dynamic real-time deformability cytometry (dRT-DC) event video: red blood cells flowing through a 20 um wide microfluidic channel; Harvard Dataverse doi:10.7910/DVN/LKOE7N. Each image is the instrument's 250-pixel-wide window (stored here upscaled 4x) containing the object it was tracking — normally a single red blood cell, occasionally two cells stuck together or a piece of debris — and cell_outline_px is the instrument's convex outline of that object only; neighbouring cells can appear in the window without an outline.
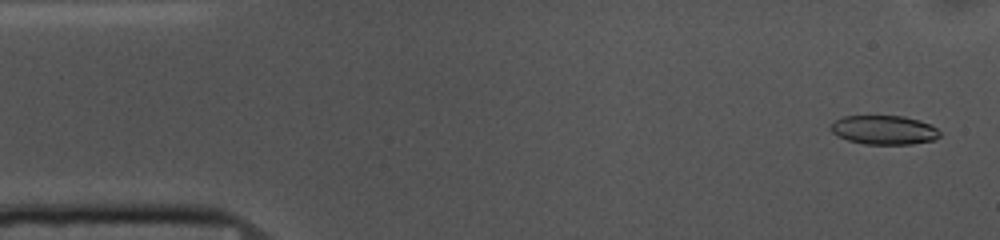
{"species": "common noctule bat (a hibernating species)", "species_latin": "Nyctalus noctula", "temperature_condition": "cold", "stored_images_in_passage": 53, "camera_frame_rate_fps": 3000, "um_per_image_px": 0.085, "animal": {"sex": "female", "body_mass_g": 10.0, "forearm_length_mm": 53.1}, "frame": {"image": 1, "passage_image": 2, "time_ms": 0.333, "image_size_px": [1000, 240], "cell_outline_px": [[940, 136], [936, 140], [912, 144], [864, 144], [848, 140], [836, 136], [828, 128], [836, 120], [844, 116], [904, 116], [920, 120], [932, 124], [940, 132]], "centroid_in_image_um": [75.16, 11.05], "position_along_channel_um": 9.8, "area_um2": 18.67}}
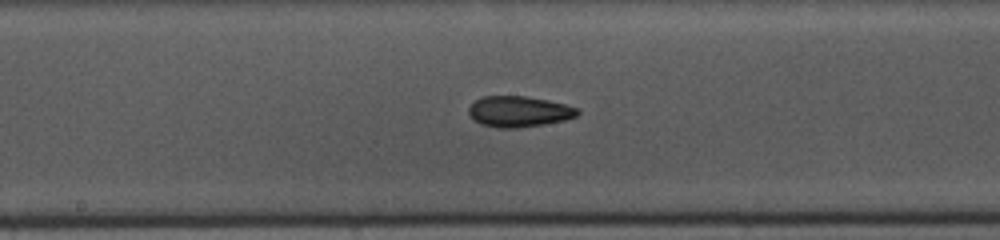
{"frame": {"image": 2, "passage_image": 26, "time_ms": 8.333, "image_size_px": [1000, 240], "cell_outline_px": [[580, 112], [576, 116], [564, 120], [544, 124], [516, 128], [496, 128], [480, 124], [472, 120], [468, 112], [468, 108], [476, 100], [484, 96], [524, 96], [548, 100], [564, 104], [576, 108]], "centroid_in_image_um": [44.06, 9.49], "position_along_channel_um": 204.1, "area_um2": 19.54}}
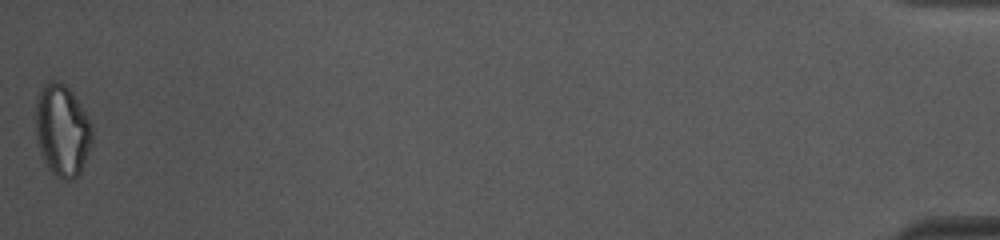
{"frame": {"image": 3, "passage_image": 53, "time_ms": 17.333, "image_size_px": [1000, 240], "cell_outline_px": [[92, 144], [80, 172], [72, 180], [64, 180], [56, 176], [48, 168], [40, 152], [36, 136], [36, 96], [48, 80], [56, 80], [64, 84], [72, 92], [92, 124]], "centroid_in_image_um": [5.28, 11.08], "position_along_channel_um": 429.9, "area_um2": 30.23}, "authors_computed_cell_mechanics": {"area_um2": 19.5942, "velocity_mm_per_s": 3.6666, "shape_relaxation_time_tau1_ms": 10.698, "shape_relaxation_time_tau2_ms": 3.6462, "deformation_change_tau1": 0.1814, "deformation_change_tau2": 0.1059}}